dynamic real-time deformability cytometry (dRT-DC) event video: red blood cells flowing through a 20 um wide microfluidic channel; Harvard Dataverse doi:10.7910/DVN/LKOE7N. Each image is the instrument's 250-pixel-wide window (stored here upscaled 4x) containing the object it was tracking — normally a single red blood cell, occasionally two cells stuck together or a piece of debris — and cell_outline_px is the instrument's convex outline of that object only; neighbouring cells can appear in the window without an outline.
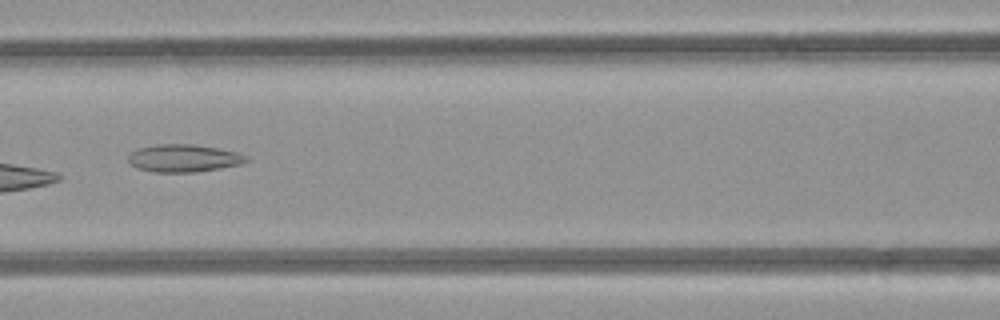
{"species": "common noctule bat (a hibernating species)", "species_latin": "Nyctalus noctula", "temperature_condition": "room temperature", "stored_images_in_passage": 6, "camera_frame_rate_fps": 3000, "um_per_image_px": 0.085, "animal": {"sex": "female", "body_mass_g": 21.9}, "frame": {"image": 1, "passage_image": 5, "time_ms": 5.333, "image_size_px": [1000, 320], "cell_outline_px": [[248, 160], [240, 164], [220, 168], [196, 172], [152, 172], [136, 168], [128, 160], [128, 156], [132, 152], [140, 148], [156, 144], [192, 144], [216, 148], [236, 152], [244, 156]], "centroid_in_image_um": [15.57, 13.45], "position_along_channel_um": 151.0, "area_um2": 18.73}}
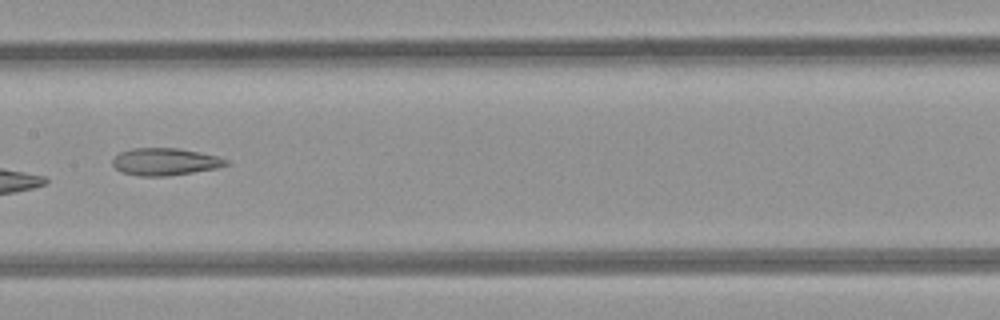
{"frame": {"image": 2, "passage_image": 6, "time_ms": 6.333, "image_size_px": [1000, 320], "cell_outline_px": [[228, 164], [216, 168], [168, 176], [140, 176], [120, 172], [112, 164], [112, 160], [120, 152], [132, 148], [176, 148], [200, 152], [216, 156], [228, 160]], "centroid_in_image_um": [13.99, 13.75], "position_along_channel_um": 193.4, "area_um2": 17.92}}